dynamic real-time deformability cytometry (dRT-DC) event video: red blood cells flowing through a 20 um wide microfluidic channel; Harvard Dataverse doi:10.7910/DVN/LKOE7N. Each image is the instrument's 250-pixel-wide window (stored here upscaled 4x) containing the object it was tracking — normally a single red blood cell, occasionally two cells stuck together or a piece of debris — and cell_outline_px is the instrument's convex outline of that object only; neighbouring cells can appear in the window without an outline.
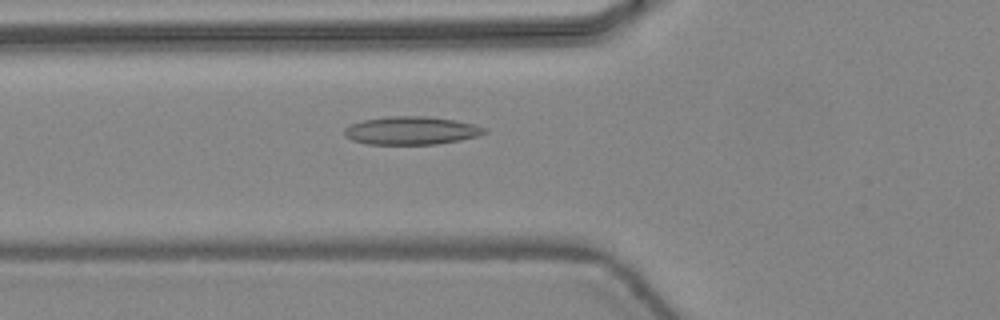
{"species": "common noctule bat (a hibernating species)", "species_latin": "Nyctalus noctula", "temperature_condition": "warm", "stored_images_in_passage": 47, "camera_frame_rate_fps": 3000, "um_per_image_px": 0.085, "animal": {"sex": "female", "body_mass_g": 24.6, "forearm_length_mm": 56.2}, "frame": {"image": 1, "passage_image": 18, "time_ms": 5.667, "image_size_px": [1000, 320], "cell_outline_px": [[488, 132], [480, 136], [460, 140], [436, 144], [368, 144], [352, 140], [344, 136], [344, 128], [348, 124], [360, 120], [388, 116], [428, 116], [456, 120], [472, 124], [484, 128]], "centroid_in_image_um": [34.92, 11.09], "position_along_channel_um": 90.9, "area_um2": 23.18}}
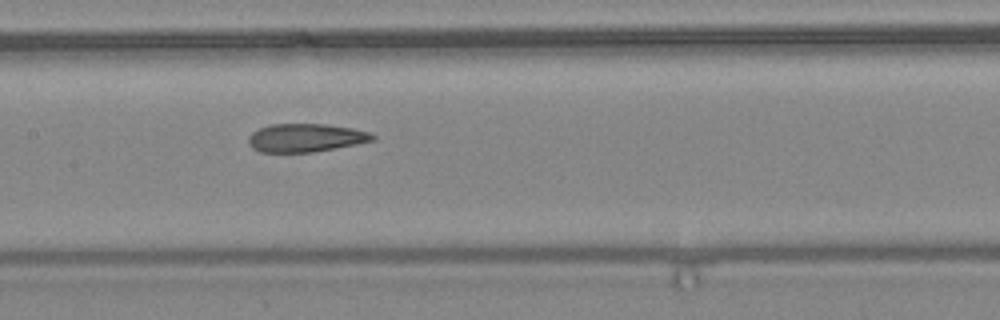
{"frame": {"image": 2, "passage_image": 24, "time_ms": 7.667, "image_size_px": [1000, 320], "cell_outline_px": [[376, 140], [356, 144], [312, 152], [260, 152], [252, 148], [248, 144], [248, 136], [252, 132], [260, 128], [272, 124], [324, 124], [352, 128], [368, 132], [376, 136]], "centroid_in_image_um": [25.96, 11.71], "position_along_channel_um": 181.4, "area_um2": 20.4}}
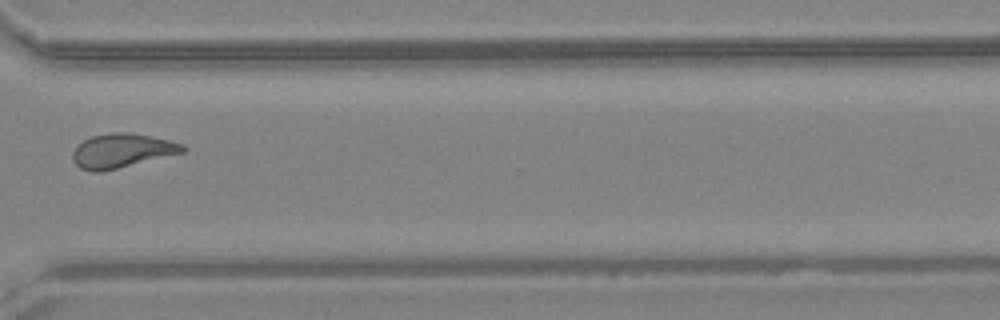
{"frame": {"image": 3, "passage_image": 36, "time_ms": 11.667, "image_size_px": [1000, 320], "cell_outline_px": [[188, 148], [184, 152], [100, 172], [92, 172], [80, 168], [72, 160], [72, 152], [84, 140], [92, 136], [108, 132], [128, 132], [168, 140], [184, 144]], "centroid_in_image_um": [10.35, 12.81], "position_along_channel_um": 360.3, "area_um2": 21.68}, "authors_computed_cell_mechanics": {"area_um2": 21.9062, "velocity_mm_per_s": 4.4838, "shape_relaxation_time_tau1_ms": 9.8889, "shape_relaxation_time_tau2_ms": 1.4283, "deformation_change_tau1": 0.2717, "deformation_change_tau2": 0.0934}}